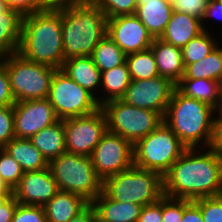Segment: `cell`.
I'll list each match as a JSON object with an SVG mask.
<instances>
[{
	"label": "cell",
	"instance_id": "obj_1",
	"mask_svg": "<svg viewBox=\"0 0 222 222\" xmlns=\"http://www.w3.org/2000/svg\"><path fill=\"white\" fill-rule=\"evenodd\" d=\"M163 192L190 201L222 195V157L210 148H187L163 175Z\"/></svg>",
	"mask_w": 222,
	"mask_h": 222
},
{
	"label": "cell",
	"instance_id": "obj_2",
	"mask_svg": "<svg viewBox=\"0 0 222 222\" xmlns=\"http://www.w3.org/2000/svg\"><path fill=\"white\" fill-rule=\"evenodd\" d=\"M17 53L26 60L61 69L65 61L61 11H39L24 16Z\"/></svg>",
	"mask_w": 222,
	"mask_h": 222
},
{
	"label": "cell",
	"instance_id": "obj_3",
	"mask_svg": "<svg viewBox=\"0 0 222 222\" xmlns=\"http://www.w3.org/2000/svg\"><path fill=\"white\" fill-rule=\"evenodd\" d=\"M215 112L210 105L175 88L163 119L187 148H209Z\"/></svg>",
	"mask_w": 222,
	"mask_h": 222
},
{
	"label": "cell",
	"instance_id": "obj_4",
	"mask_svg": "<svg viewBox=\"0 0 222 222\" xmlns=\"http://www.w3.org/2000/svg\"><path fill=\"white\" fill-rule=\"evenodd\" d=\"M107 19L93 2L61 11L64 60L91 56L107 35Z\"/></svg>",
	"mask_w": 222,
	"mask_h": 222
},
{
	"label": "cell",
	"instance_id": "obj_5",
	"mask_svg": "<svg viewBox=\"0 0 222 222\" xmlns=\"http://www.w3.org/2000/svg\"><path fill=\"white\" fill-rule=\"evenodd\" d=\"M102 191L116 201L150 205L164 196L163 176L133 165L126 171L106 178Z\"/></svg>",
	"mask_w": 222,
	"mask_h": 222
},
{
	"label": "cell",
	"instance_id": "obj_6",
	"mask_svg": "<svg viewBox=\"0 0 222 222\" xmlns=\"http://www.w3.org/2000/svg\"><path fill=\"white\" fill-rule=\"evenodd\" d=\"M48 167L59 191L75 193L91 203L101 192L103 181L97 176L91 157L63 153Z\"/></svg>",
	"mask_w": 222,
	"mask_h": 222
},
{
	"label": "cell",
	"instance_id": "obj_7",
	"mask_svg": "<svg viewBox=\"0 0 222 222\" xmlns=\"http://www.w3.org/2000/svg\"><path fill=\"white\" fill-rule=\"evenodd\" d=\"M186 149L163 121L133 145L134 166L158 172L163 176Z\"/></svg>",
	"mask_w": 222,
	"mask_h": 222
},
{
	"label": "cell",
	"instance_id": "obj_8",
	"mask_svg": "<svg viewBox=\"0 0 222 222\" xmlns=\"http://www.w3.org/2000/svg\"><path fill=\"white\" fill-rule=\"evenodd\" d=\"M6 70L16 102L46 99L56 68L35 63L14 53L6 56Z\"/></svg>",
	"mask_w": 222,
	"mask_h": 222
},
{
	"label": "cell",
	"instance_id": "obj_9",
	"mask_svg": "<svg viewBox=\"0 0 222 222\" xmlns=\"http://www.w3.org/2000/svg\"><path fill=\"white\" fill-rule=\"evenodd\" d=\"M100 108L106 117L107 131L120 135L133 145L164 121L160 113L131 106L121 99L105 102Z\"/></svg>",
	"mask_w": 222,
	"mask_h": 222
},
{
	"label": "cell",
	"instance_id": "obj_10",
	"mask_svg": "<svg viewBox=\"0 0 222 222\" xmlns=\"http://www.w3.org/2000/svg\"><path fill=\"white\" fill-rule=\"evenodd\" d=\"M47 99L59 120L85 116L100 109L96 97L57 69Z\"/></svg>",
	"mask_w": 222,
	"mask_h": 222
},
{
	"label": "cell",
	"instance_id": "obj_11",
	"mask_svg": "<svg viewBox=\"0 0 222 222\" xmlns=\"http://www.w3.org/2000/svg\"><path fill=\"white\" fill-rule=\"evenodd\" d=\"M66 152L91 156L102 136L107 132V121L100 108L94 113L64 119Z\"/></svg>",
	"mask_w": 222,
	"mask_h": 222
},
{
	"label": "cell",
	"instance_id": "obj_12",
	"mask_svg": "<svg viewBox=\"0 0 222 222\" xmlns=\"http://www.w3.org/2000/svg\"><path fill=\"white\" fill-rule=\"evenodd\" d=\"M90 157L97 176L104 181L134 165L133 144L107 131Z\"/></svg>",
	"mask_w": 222,
	"mask_h": 222
},
{
	"label": "cell",
	"instance_id": "obj_13",
	"mask_svg": "<svg viewBox=\"0 0 222 222\" xmlns=\"http://www.w3.org/2000/svg\"><path fill=\"white\" fill-rule=\"evenodd\" d=\"M175 88L170 79L161 76L131 80L121 100L137 108L154 110L164 117Z\"/></svg>",
	"mask_w": 222,
	"mask_h": 222
},
{
	"label": "cell",
	"instance_id": "obj_14",
	"mask_svg": "<svg viewBox=\"0 0 222 222\" xmlns=\"http://www.w3.org/2000/svg\"><path fill=\"white\" fill-rule=\"evenodd\" d=\"M58 120L47 98L20 101L14 104V132L17 138L30 139L44 127Z\"/></svg>",
	"mask_w": 222,
	"mask_h": 222
},
{
	"label": "cell",
	"instance_id": "obj_15",
	"mask_svg": "<svg viewBox=\"0 0 222 222\" xmlns=\"http://www.w3.org/2000/svg\"><path fill=\"white\" fill-rule=\"evenodd\" d=\"M107 36L126 55L149 49L154 40L135 14L108 18Z\"/></svg>",
	"mask_w": 222,
	"mask_h": 222
},
{
	"label": "cell",
	"instance_id": "obj_16",
	"mask_svg": "<svg viewBox=\"0 0 222 222\" xmlns=\"http://www.w3.org/2000/svg\"><path fill=\"white\" fill-rule=\"evenodd\" d=\"M59 192L49 167L32 172H24L19 184L13 189V196L18 203L44 206Z\"/></svg>",
	"mask_w": 222,
	"mask_h": 222
},
{
	"label": "cell",
	"instance_id": "obj_17",
	"mask_svg": "<svg viewBox=\"0 0 222 222\" xmlns=\"http://www.w3.org/2000/svg\"><path fill=\"white\" fill-rule=\"evenodd\" d=\"M61 70L82 88L92 93L100 105L102 76L91 56L69 58L64 61Z\"/></svg>",
	"mask_w": 222,
	"mask_h": 222
},
{
	"label": "cell",
	"instance_id": "obj_18",
	"mask_svg": "<svg viewBox=\"0 0 222 222\" xmlns=\"http://www.w3.org/2000/svg\"><path fill=\"white\" fill-rule=\"evenodd\" d=\"M150 48L155 58L159 76L168 78L176 84L182 78L185 70L181 48L159 38H154Z\"/></svg>",
	"mask_w": 222,
	"mask_h": 222
},
{
	"label": "cell",
	"instance_id": "obj_19",
	"mask_svg": "<svg viewBox=\"0 0 222 222\" xmlns=\"http://www.w3.org/2000/svg\"><path fill=\"white\" fill-rule=\"evenodd\" d=\"M172 12L173 6L168 0H137L135 15L153 38H159L170 21Z\"/></svg>",
	"mask_w": 222,
	"mask_h": 222
},
{
	"label": "cell",
	"instance_id": "obj_20",
	"mask_svg": "<svg viewBox=\"0 0 222 222\" xmlns=\"http://www.w3.org/2000/svg\"><path fill=\"white\" fill-rule=\"evenodd\" d=\"M202 31L200 19L189 14L173 11L170 21L159 39L182 49Z\"/></svg>",
	"mask_w": 222,
	"mask_h": 222
},
{
	"label": "cell",
	"instance_id": "obj_21",
	"mask_svg": "<svg viewBox=\"0 0 222 222\" xmlns=\"http://www.w3.org/2000/svg\"><path fill=\"white\" fill-rule=\"evenodd\" d=\"M103 222H137L143 206L116 201L103 191L90 203Z\"/></svg>",
	"mask_w": 222,
	"mask_h": 222
},
{
	"label": "cell",
	"instance_id": "obj_22",
	"mask_svg": "<svg viewBox=\"0 0 222 222\" xmlns=\"http://www.w3.org/2000/svg\"><path fill=\"white\" fill-rule=\"evenodd\" d=\"M89 204L78 194L59 191L43 208L47 222H69Z\"/></svg>",
	"mask_w": 222,
	"mask_h": 222
},
{
	"label": "cell",
	"instance_id": "obj_23",
	"mask_svg": "<svg viewBox=\"0 0 222 222\" xmlns=\"http://www.w3.org/2000/svg\"><path fill=\"white\" fill-rule=\"evenodd\" d=\"M176 89L183 95L204 102L216 111L222 108V84L209 79H180Z\"/></svg>",
	"mask_w": 222,
	"mask_h": 222
},
{
	"label": "cell",
	"instance_id": "obj_24",
	"mask_svg": "<svg viewBox=\"0 0 222 222\" xmlns=\"http://www.w3.org/2000/svg\"><path fill=\"white\" fill-rule=\"evenodd\" d=\"M22 16L0 0V51L5 55L18 52L21 38Z\"/></svg>",
	"mask_w": 222,
	"mask_h": 222
},
{
	"label": "cell",
	"instance_id": "obj_25",
	"mask_svg": "<svg viewBox=\"0 0 222 222\" xmlns=\"http://www.w3.org/2000/svg\"><path fill=\"white\" fill-rule=\"evenodd\" d=\"M42 153L48 163L66 153V141L63 120H58L50 126L44 127L29 139Z\"/></svg>",
	"mask_w": 222,
	"mask_h": 222
},
{
	"label": "cell",
	"instance_id": "obj_26",
	"mask_svg": "<svg viewBox=\"0 0 222 222\" xmlns=\"http://www.w3.org/2000/svg\"><path fill=\"white\" fill-rule=\"evenodd\" d=\"M4 149L21 165L24 172L40 171L48 161L29 139L14 137Z\"/></svg>",
	"mask_w": 222,
	"mask_h": 222
},
{
	"label": "cell",
	"instance_id": "obj_27",
	"mask_svg": "<svg viewBox=\"0 0 222 222\" xmlns=\"http://www.w3.org/2000/svg\"><path fill=\"white\" fill-rule=\"evenodd\" d=\"M100 106L105 102L121 99L131 82L127 63L101 73Z\"/></svg>",
	"mask_w": 222,
	"mask_h": 222
},
{
	"label": "cell",
	"instance_id": "obj_28",
	"mask_svg": "<svg viewBox=\"0 0 222 222\" xmlns=\"http://www.w3.org/2000/svg\"><path fill=\"white\" fill-rule=\"evenodd\" d=\"M222 44L204 59L185 65L181 79H209L222 84Z\"/></svg>",
	"mask_w": 222,
	"mask_h": 222
},
{
	"label": "cell",
	"instance_id": "obj_29",
	"mask_svg": "<svg viewBox=\"0 0 222 222\" xmlns=\"http://www.w3.org/2000/svg\"><path fill=\"white\" fill-rule=\"evenodd\" d=\"M91 57L101 73L126 62V54L107 35L94 48Z\"/></svg>",
	"mask_w": 222,
	"mask_h": 222
},
{
	"label": "cell",
	"instance_id": "obj_30",
	"mask_svg": "<svg viewBox=\"0 0 222 222\" xmlns=\"http://www.w3.org/2000/svg\"><path fill=\"white\" fill-rule=\"evenodd\" d=\"M214 33L203 30L196 37L191 39L181 50L184 65L192 64L204 59L220 44Z\"/></svg>",
	"mask_w": 222,
	"mask_h": 222
},
{
	"label": "cell",
	"instance_id": "obj_31",
	"mask_svg": "<svg viewBox=\"0 0 222 222\" xmlns=\"http://www.w3.org/2000/svg\"><path fill=\"white\" fill-rule=\"evenodd\" d=\"M131 80H146L159 76L151 48L126 55Z\"/></svg>",
	"mask_w": 222,
	"mask_h": 222
},
{
	"label": "cell",
	"instance_id": "obj_32",
	"mask_svg": "<svg viewBox=\"0 0 222 222\" xmlns=\"http://www.w3.org/2000/svg\"><path fill=\"white\" fill-rule=\"evenodd\" d=\"M23 174L21 165L3 148L0 151V177L5 185L13 190Z\"/></svg>",
	"mask_w": 222,
	"mask_h": 222
},
{
	"label": "cell",
	"instance_id": "obj_33",
	"mask_svg": "<svg viewBox=\"0 0 222 222\" xmlns=\"http://www.w3.org/2000/svg\"><path fill=\"white\" fill-rule=\"evenodd\" d=\"M93 3L107 18L132 15L137 9V0H93Z\"/></svg>",
	"mask_w": 222,
	"mask_h": 222
},
{
	"label": "cell",
	"instance_id": "obj_34",
	"mask_svg": "<svg viewBox=\"0 0 222 222\" xmlns=\"http://www.w3.org/2000/svg\"><path fill=\"white\" fill-rule=\"evenodd\" d=\"M200 208L203 222H222V195L193 200Z\"/></svg>",
	"mask_w": 222,
	"mask_h": 222
},
{
	"label": "cell",
	"instance_id": "obj_35",
	"mask_svg": "<svg viewBox=\"0 0 222 222\" xmlns=\"http://www.w3.org/2000/svg\"><path fill=\"white\" fill-rule=\"evenodd\" d=\"M11 222H47L42 206L18 203Z\"/></svg>",
	"mask_w": 222,
	"mask_h": 222
},
{
	"label": "cell",
	"instance_id": "obj_36",
	"mask_svg": "<svg viewBox=\"0 0 222 222\" xmlns=\"http://www.w3.org/2000/svg\"><path fill=\"white\" fill-rule=\"evenodd\" d=\"M14 137V105L0 106V143L5 146Z\"/></svg>",
	"mask_w": 222,
	"mask_h": 222
},
{
	"label": "cell",
	"instance_id": "obj_37",
	"mask_svg": "<svg viewBox=\"0 0 222 222\" xmlns=\"http://www.w3.org/2000/svg\"><path fill=\"white\" fill-rule=\"evenodd\" d=\"M183 219V199L162 197V222H181Z\"/></svg>",
	"mask_w": 222,
	"mask_h": 222
},
{
	"label": "cell",
	"instance_id": "obj_38",
	"mask_svg": "<svg viewBox=\"0 0 222 222\" xmlns=\"http://www.w3.org/2000/svg\"><path fill=\"white\" fill-rule=\"evenodd\" d=\"M208 0H177L172 4L173 11L189 14L202 20Z\"/></svg>",
	"mask_w": 222,
	"mask_h": 222
},
{
	"label": "cell",
	"instance_id": "obj_39",
	"mask_svg": "<svg viewBox=\"0 0 222 222\" xmlns=\"http://www.w3.org/2000/svg\"><path fill=\"white\" fill-rule=\"evenodd\" d=\"M38 12L51 11L59 12L76 6L85 5L93 2V0H36Z\"/></svg>",
	"mask_w": 222,
	"mask_h": 222
},
{
	"label": "cell",
	"instance_id": "obj_40",
	"mask_svg": "<svg viewBox=\"0 0 222 222\" xmlns=\"http://www.w3.org/2000/svg\"><path fill=\"white\" fill-rule=\"evenodd\" d=\"M213 21H215V24L218 21L219 23L218 25L221 26L220 28L221 30L222 29V4L218 0H208V4L205 9L204 16L201 20V25H202L203 30H206L212 33V29H215V28H212V27L210 28L209 26L210 25L212 26ZM207 22L210 23V25Z\"/></svg>",
	"mask_w": 222,
	"mask_h": 222
},
{
	"label": "cell",
	"instance_id": "obj_41",
	"mask_svg": "<svg viewBox=\"0 0 222 222\" xmlns=\"http://www.w3.org/2000/svg\"><path fill=\"white\" fill-rule=\"evenodd\" d=\"M16 103L10 88V80L6 70V56L0 62V106H9Z\"/></svg>",
	"mask_w": 222,
	"mask_h": 222
},
{
	"label": "cell",
	"instance_id": "obj_42",
	"mask_svg": "<svg viewBox=\"0 0 222 222\" xmlns=\"http://www.w3.org/2000/svg\"><path fill=\"white\" fill-rule=\"evenodd\" d=\"M209 148L222 157V108L214 115L213 135Z\"/></svg>",
	"mask_w": 222,
	"mask_h": 222
},
{
	"label": "cell",
	"instance_id": "obj_43",
	"mask_svg": "<svg viewBox=\"0 0 222 222\" xmlns=\"http://www.w3.org/2000/svg\"><path fill=\"white\" fill-rule=\"evenodd\" d=\"M137 222H162V198L142 207Z\"/></svg>",
	"mask_w": 222,
	"mask_h": 222
},
{
	"label": "cell",
	"instance_id": "obj_44",
	"mask_svg": "<svg viewBox=\"0 0 222 222\" xmlns=\"http://www.w3.org/2000/svg\"><path fill=\"white\" fill-rule=\"evenodd\" d=\"M9 8L17 11L22 17L38 12L36 0H6Z\"/></svg>",
	"mask_w": 222,
	"mask_h": 222
},
{
	"label": "cell",
	"instance_id": "obj_45",
	"mask_svg": "<svg viewBox=\"0 0 222 222\" xmlns=\"http://www.w3.org/2000/svg\"><path fill=\"white\" fill-rule=\"evenodd\" d=\"M181 222H203L200 208L193 201L183 199V219Z\"/></svg>",
	"mask_w": 222,
	"mask_h": 222
},
{
	"label": "cell",
	"instance_id": "obj_46",
	"mask_svg": "<svg viewBox=\"0 0 222 222\" xmlns=\"http://www.w3.org/2000/svg\"><path fill=\"white\" fill-rule=\"evenodd\" d=\"M18 202L12 196L5 204L0 207V222H11Z\"/></svg>",
	"mask_w": 222,
	"mask_h": 222
},
{
	"label": "cell",
	"instance_id": "obj_47",
	"mask_svg": "<svg viewBox=\"0 0 222 222\" xmlns=\"http://www.w3.org/2000/svg\"><path fill=\"white\" fill-rule=\"evenodd\" d=\"M95 216V209L91 204H89L82 212L72 218L69 222H91Z\"/></svg>",
	"mask_w": 222,
	"mask_h": 222
},
{
	"label": "cell",
	"instance_id": "obj_48",
	"mask_svg": "<svg viewBox=\"0 0 222 222\" xmlns=\"http://www.w3.org/2000/svg\"><path fill=\"white\" fill-rule=\"evenodd\" d=\"M13 192H1L0 193V207L5 204L11 197Z\"/></svg>",
	"mask_w": 222,
	"mask_h": 222
},
{
	"label": "cell",
	"instance_id": "obj_49",
	"mask_svg": "<svg viewBox=\"0 0 222 222\" xmlns=\"http://www.w3.org/2000/svg\"><path fill=\"white\" fill-rule=\"evenodd\" d=\"M1 192H13V190L9 189L0 177V193Z\"/></svg>",
	"mask_w": 222,
	"mask_h": 222
},
{
	"label": "cell",
	"instance_id": "obj_50",
	"mask_svg": "<svg viewBox=\"0 0 222 222\" xmlns=\"http://www.w3.org/2000/svg\"><path fill=\"white\" fill-rule=\"evenodd\" d=\"M91 222H103L97 215L91 220Z\"/></svg>",
	"mask_w": 222,
	"mask_h": 222
},
{
	"label": "cell",
	"instance_id": "obj_51",
	"mask_svg": "<svg viewBox=\"0 0 222 222\" xmlns=\"http://www.w3.org/2000/svg\"><path fill=\"white\" fill-rule=\"evenodd\" d=\"M5 55L0 51V62L4 61Z\"/></svg>",
	"mask_w": 222,
	"mask_h": 222
},
{
	"label": "cell",
	"instance_id": "obj_52",
	"mask_svg": "<svg viewBox=\"0 0 222 222\" xmlns=\"http://www.w3.org/2000/svg\"><path fill=\"white\" fill-rule=\"evenodd\" d=\"M170 3H174V2H176L177 0H168Z\"/></svg>",
	"mask_w": 222,
	"mask_h": 222
},
{
	"label": "cell",
	"instance_id": "obj_53",
	"mask_svg": "<svg viewBox=\"0 0 222 222\" xmlns=\"http://www.w3.org/2000/svg\"><path fill=\"white\" fill-rule=\"evenodd\" d=\"M4 148V146L0 143V151Z\"/></svg>",
	"mask_w": 222,
	"mask_h": 222
}]
</instances>
